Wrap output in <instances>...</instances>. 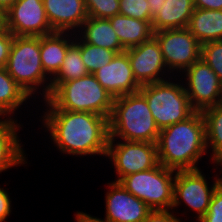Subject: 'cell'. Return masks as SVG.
Returning a JSON list of instances; mask_svg holds the SVG:
<instances>
[{
    "instance_id": "1",
    "label": "cell",
    "mask_w": 222,
    "mask_h": 222,
    "mask_svg": "<svg viewBox=\"0 0 222 222\" xmlns=\"http://www.w3.org/2000/svg\"><path fill=\"white\" fill-rule=\"evenodd\" d=\"M43 127L61 153L72 156L106 157L109 141V119L81 111L45 110Z\"/></svg>"
},
{
    "instance_id": "2",
    "label": "cell",
    "mask_w": 222,
    "mask_h": 222,
    "mask_svg": "<svg viewBox=\"0 0 222 222\" xmlns=\"http://www.w3.org/2000/svg\"><path fill=\"white\" fill-rule=\"evenodd\" d=\"M158 161L174 171L197 170L207 154L206 125L201 111L186 120L160 130L157 141Z\"/></svg>"
},
{
    "instance_id": "3",
    "label": "cell",
    "mask_w": 222,
    "mask_h": 222,
    "mask_svg": "<svg viewBox=\"0 0 222 222\" xmlns=\"http://www.w3.org/2000/svg\"><path fill=\"white\" fill-rule=\"evenodd\" d=\"M159 133L147 100L140 92L114 99L109 139L157 143Z\"/></svg>"
},
{
    "instance_id": "4",
    "label": "cell",
    "mask_w": 222,
    "mask_h": 222,
    "mask_svg": "<svg viewBox=\"0 0 222 222\" xmlns=\"http://www.w3.org/2000/svg\"><path fill=\"white\" fill-rule=\"evenodd\" d=\"M114 98L89 73L81 78L61 83L44 100L46 110L81 111L98 114L108 119L113 110Z\"/></svg>"
},
{
    "instance_id": "5",
    "label": "cell",
    "mask_w": 222,
    "mask_h": 222,
    "mask_svg": "<svg viewBox=\"0 0 222 222\" xmlns=\"http://www.w3.org/2000/svg\"><path fill=\"white\" fill-rule=\"evenodd\" d=\"M5 68L31 98L41 87L43 99L50 96L51 78L41 64L39 36H14Z\"/></svg>"
},
{
    "instance_id": "6",
    "label": "cell",
    "mask_w": 222,
    "mask_h": 222,
    "mask_svg": "<svg viewBox=\"0 0 222 222\" xmlns=\"http://www.w3.org/2000/svg\"><path fill=\"white\" fill-rule=\"evenodd\" d=\"M139 92L146 98L154 121L160 130L186 120L195 112L186 94L183 81L177 83L169 78L142 85Z\"/></svg>"
},
{
    "instance_id": "7",
    "label": "cell",
    "mask_w": 222,
    "mask_h": 222,
    "mask_svg": "<svg viewBox=\"0 0 222 222\" xmlns=\"http://www.w3.org/2000/svg\"><path fill=\"white\" fill-rule=\"evenodd\" d=\"M176 171L160 163L145 171L129 174L119 183L151 210H169L173 205Z\"/></svg>"
},
{
    "instance_id": "8",
    "label": "cell",
    "mask_w": 222,
    "mask_h": 222,
    "mask_svg": "<svg viewBox=\"0 0 222 222\" xmlns=\"http://www.w3.org/2000/svg\"><path fill=\"white\" fill-rule=\"evenodd\" d=\"M117 140L109 139L106 153L117 173L114 182H119L129 174L152 169L159 164L156 143Z\"/></svg>"
},
{
    "instance_id": "9",
    "label": "cell",
    "mask_w": 222,
    "mask_h": 222,
    "mask_svg": "<svg viewBox=\"0 0 222 222\" xmlns=\"http://www.w3.org/2000/svg\"><path fill=\"white\" fill-rule=\"evenodd\" d=\"M204 175L200 169L176 171L172 210L184 202L190 210L197 213L195 217L197 220L206 214L212 194L220 184V177L217 174L210 186L205 178L206 175Z\"/></svg>"
},
{
    "instance_id": "10",
    "label": "cell",
    "mask_w": 222,
    "mask_h": 222,
    "mask_svg": "<svg viewBox=\"0 0 222 222\" xmlns=\"http://www.w3.org/2000/svg\"><path fill=\"white\" fill-rule=\"evenodd\" d=\"M164 63L170 73L184 72L201 58V44L187 28L154 32ZM172 71V72H171Z\"/></svg>"
},
{
    "instance_id": "11",
    "label": "cell",
    "mask_w": 222,
    "mask_h": 222,
    "mask_svg": "<svg viewBox=\"0 0 222 222\" xmlns=\"http://www.w3.org/2000/svg\"><path fill=\"white\" fill-rule=\"evenodd\" d=\"M183 74L186 81L184 88L195 111L202 112L222 102V83L202 58L194 62Z\"/></svg>"
},
{
    "instance_id": "12",
    "label": "cell",
    "mask_w": 222,
    "mask_h": 222,
    "mask_svg": "<svg viewBox=\"0 0 222 222\" xmlns=\"http://www.w3.org/2000/svg\"><path fill=\"white\" fill-rule=\"evenodd\" d=\"M5 27L14 36H43L54 33L43 0H18L4 13Z\"/></svg>"
},
{
    "instance_id": "13",
    "label": "cell",
    "mask_w": 222,
    "mask_h": 222,
    "mask_svg": "<svg viewBox=\"0 0 222 222\" xmlns=\"http://www.w3.org/2000/svg\"><path fill=\"white\" fill-rule=\"evenodd\" d=\"M125 52L128 54L134 77L141 86L167 80L168 74L173 79L154 36L138 46L126 49Z\"/></svg>"
},
{
    "instance_id": "14",
    "label": "cell",
    "mask_w": 222,
    "mask_h": 222,
    "mask_svg": "<svg viewBox=\"0 0 222 222\" xmlns=\"http://www.w3.org/2000/svg\"><path fill=\"white\" fill-rule=\"evenodd\" d=\"M105 219L108 222H143L152 211L119 182L107 183Z\"/></svg>"
},
{
    "instance_id": "15",
    "label": "cell",
    "mask_w": 222,
    "mask_h": 222,
    "mask_svg": "<svg viewBox=\"0 0 222 222\" xmlns=\"http://www.w3.org/2000/svg\"><path fill=\"white\" fill-rule=\"evenodd\" d=\"M93 74L114 99L139 92L141 87L134 77L126 52L116 54L108 64L98 68Z\"/></svg>"
},
{
    "instance_id": "16",
    "label": "cell",
    "mask_w": 222,
    "mask_h": 222,
    "mask_svg": "<svg viewBox=\"0 0 222 222\" xmlns=\"http://www.w3.org/2000/svg\"><path fill=\"white\" fill-rule=\"evenodd\" d=\"M48 22L54 32L77 34L88 18L84 0H43Z\"/></svg>"
},
{
    "instance_id": "17",
    "label": "cell",
    "mask_w": 222,
    "mask_h": 222,
    "mask_svg": "<svg viewBox=\"0 0 222 222\" xmlns=\"http://www.w3.org/2000/svg\"><path fill=\"white\" fill-rule=\"evenodd\" d=\"M17 122L16 118L0 117V173L14 166L27 164V157L18 137L23 125Z\"/></svg>"
},
{
    "instance_id": "18",
    "label": "cell",
    "mask_w": 222,
    "mask_h": 222,
    "mask_svg": "<svg viewBox=\"0 0 222 222\" xmlns=\"http://www.w3.org/2000/svg\"><path fill=\"white\" fill-rule=\"evenodd\" d=\"M74 37L75 34L70 32H54L40 37L41 64L51 79L63 65L67 49L74 42Z\"/></svg>"
},
{
    "instance_id": "19",
    "label": "cell",
    "mask_w": 222,
    "mask_h": 222,
    "mask_svg": "<svg viewBox=\"0 0 222 222\" xmlns=\"http://www.w3.org/2000/svg\"><path fill=\"white\" fill-rule=\"evenodd\" d=\"M109 21L125 50L138 46L154 36L152 21H143L121 14L114 15Z\"/></svg>"
},
{
    "instance_id": "20",
    "label": "cell",
    "mask_w": 222,
    "mask_h": 222,
    "mask_svg": "<svg viewBox=\"0 0 222 222\" xmlns=\"http://www.w3.org/2000/svg\"><path fill=\"white\" fill-rule=\"evenodd\" d=\"M194 9L192 0H165L152 18L153 31L187 28Z\"/></svg>"
},
{
    "instance_id": "21",
    "label": "cell",
    "mask_w": 222,
    "mask_h": 222,
    "mask_svg": "<svg viewBox=\"0 0 222 222\" xmlns=\"http://www.w3.org/2000/svg\"><path fill=\"white\" fill-rule=\"evenodd\" d=\"M77 32L85 43L110 49L117 54L125 52L109 19L88 17Z\"/></svg>"
},
{
    "instance_id": "22",
    "label": "cell",
    "mask_w": 222,
    "mask_h": 222,
    "mask_svg": "<svg viewBox=\"0 0 222 222\" xmlns=\"http://www.w3.org/2000/svg\"><path fill=\"white\" fill-rule=\"evenodd\" d=\"M187 29L201 45L222 40V10L195 8Z\"/></svg>"
},
{
    "instance_id": "23",
    "label": "cell",
    "mask_w": 222,
    "mask_h": 222,
    "mask_svg": "<svg viewBox=\"0 0 222 222\" xmlns=\"http://www.w3.org/2000/svg\"><path fill=\"white\" fill-rule=\"evenodd\" d=\"M28 99L30 96L7 73L6 68L0 67V117L14 118V111L19 110Z\"/></svg>"
},
{
    "instance_id": "24",
    "label": "cell",
    "mask_w": 222,
    "mask_h": 222,
    "mask_svg": "<svg viewBox=\"0 0 222 222\" xmlns=\"http://www.w3.org/2000/svg\"><path fill=\"white\" fill-rule=\"evenodd\" d=\"M74 42L68 47L63 65L51 79L50 94L63 82L88 75L86 65L81 59V38L75 34Z\"/></svg>"
},
{
    "instance_id": "25",
    "label": "cell",
    "mask_w": 222,
    "mask_h": 222,
    "mask_svg": "<svg viewBox=\"0 0 222 222\" xmlns=\"http://www.w3.org/2000/svg\"><path fill=\"white\" fill-rule=\"evenodd\" d=\"M206 125V145L212 150L211 162L222 159V102L202 111Z\"/></svg>"
},
{
    "instance_id": "26",
    "label": "cell",
    "mask_w": 222,
    "mask_h": 222,
    "mask_svg": "<svg viewBox=\"0 0 222 222\" xmlns=\"http://www.w3.org/2000/svg\"><path fill=\"white\" fill-rule=\"evenodd\" d=\"M115 51L85 43L81 39V59L88 73L93 74L98 68L108 64L116 55Z\"/></svg>"
},
{
    "instance_id": "27",
    "label": "cell",
    "mask_w": 222,
    "mask_h": 222,
    "mask_svg": "<svg viewBox=\"0 0 222 222\" xmlns=\"http://www.w3.org/2000/svg\"><path fill=\"white\" fill-rule=\"evenodd\" d=\"M88 17L109 19L119 14V0H84Z\"/></svg>"
},
{
    "instance_id": "28",
    "label": "cell",
    "mask_w": 222,
    "mask_h": 222,
    "mask_svg": "<svg viewBox=\"0 0 222 222\" xmlns=\"http://www.w3.org/2000/svg\"><path fill=\"white\" fill-rule=\"evenodd\" d=\"M201 58L216 73L222 83V40L202 44Z\"/></svg>"
},
{
    "instance_id": "29",
    "label": "cell",
    "mask_w": 222,
    "mask_h": 222,
    "mask_svg": "<svg viewBox=\"0 0 222 222\" xmlns=\"http://www.w3.org/2000/svg\"><path fill=\"white\" fill-rule=\"evenodd\" d=\"M119 14L140 19L143 21H152L148 0H119Z\"/></svg>"
},
{
    "instance_id": "30",
    "label": "cell",
    "mask_w": 222,
    "mask_h": 222,
    "mask_svg": "<svg viewBox=\"0 0 222 222\" xmlns=\"http://www.w3.org/2000/svg\"><path fill=\"white\" fill-rule=\"evenodd\" d=\"M197 222H222V184L214 190L206 214Z\"/></svg>"
},
{
    "instance_id": "31",
    "label": "cell",
    "mask_w": 222,
    "mask_h": 222,
    "mask_svg": "<svg viewBox=\"0 0 222 222\" xmlns=\"http://www.w3.org/2000/svg\"><path fill=\"white\" fill-rule=\"evenodd\" d=\"M14 35L8 31L5 24L0 28V67H6Z\"/></svg>"
},
{
    "instance_id": "32",
    "label": "cell",
    "mask_w": 222,
    "mask_h": 222,
    "mask_svg": "<svg viewBox=\"0 0 222 222\" xmlns=\"http://www.w3.org/2000/svg\"><path fill=\"white\" fill-rule=\"evenodd\" d=\"M174 213L172 209L152 210L143 222H182Z\"/></svg>"
},
{
    "instance_id": "33",
    "label": "cell",
    "mask_w": 222,
    "mask_h": 222,
    "mask_svg": "<svg viewBox=\"0 0 222 222\" xmlns=\"http://www.w3.org/2000/svg\"><path fill=\"white\" fill-rule=\"evenodd\" d=\"M11 200L7 190L0 187V222H4L11 213Z\"/></svg>"
},
{
    "instance_id": "34",
    "label": "cell",
    "mask_w": 222,
    "mask_h": 222,
    "mask_svg": "<svg viewBox=\"0 0 222 222\" xmlns=\"http://www.w3.org/2000/svg\"><path fill=\"white\" fill-rule=\"evenodd\" d=\"M195 8L222 10V0H192Z\"/></svg>"
},
{
    "instance_id": "35",
    "label": "cell",
    "mask_w": 222,
    "mask_h": 222,
    "mask_svg": "<svg viewBox=\"0 0 222 222\" xmlns=\"http://www.w3.org/2000/svg\"><path fill=\"white\" fill-rule=\"evenodd\" d=\"M75 215V220L77 222H108L105 218L101 219V218H97V217H93L90 214L84 213V212H77Z\"/></svg>"
},
{
    "instance_id": "36",
    "label": "cell",
    "mask_w": 222,
    "mask_h": 222,
    "mask_svg": "<svg viewBox=\"0 0 222 222\" xmlns=\"http://www.w3.org/2000/svg\"><path fill=\"white\" fill-rule=\"evenodd\" d=\"M165 0H148L151 16L154 17L158 11L162 8V4Z\"/></svg>"
},
{
    "instance_id": "37",
    "label": "cell",
    "mask_w": 222,
    "mask_h": 222,
    "mask_svg": "<svg viewBox=\"0 0 222 222\" xmlns=\"http://www.w3.org/2000/svg\"><path fill=\"white\" fill-rule=\"evenodd\" d=\"M18 0H0V10L5 13L11 8Z\"/></svg>"
},
{
    "instance_id": "38",
    "label": "cell",
    "mask_w": 222,
    "mask_h": 222,
    "mask_svg": "<svg viewBox=\"0 0 222 222\" xmlns=\"http://www.w3.org/2000/svg\"><path fill=\"white\" fill-rule=\"evenodd\" d=\"M5 24L4 13L0 10V28Z\"/></svg>"
},
{
    "instance_id": "39",
    "label": "cell",
    "mask_w": 222,
    "mask_h": 222,
    "mask_svg": "<svg viewBox=\"0 0 222 222\" xmlns=\"http://www.w3.org/2000/svg\"><path fill=\"white\" fill-rule=\"evenodd\" d=\"M214 166H216V168L218 169V167L217 166H220V167H222V159L218 162V163H216V165H214Z\"/></svg>"
},
{
    "instance_id": "40",
    "label": "cell",
    "mask_w": 222,
    "mask_h": 222,
    "mask_svg": "<svg viewBox=\"0 0 222 222\" xmlns=\"http://www.w3.org/2000/svg\"><path fill=\"white\" fill-rule=\"evenodd\" d=\"M219 169H222V168H219ZM220 183L222 184V175H221V177H220Z\"/></svg>"
}]
</instances>
